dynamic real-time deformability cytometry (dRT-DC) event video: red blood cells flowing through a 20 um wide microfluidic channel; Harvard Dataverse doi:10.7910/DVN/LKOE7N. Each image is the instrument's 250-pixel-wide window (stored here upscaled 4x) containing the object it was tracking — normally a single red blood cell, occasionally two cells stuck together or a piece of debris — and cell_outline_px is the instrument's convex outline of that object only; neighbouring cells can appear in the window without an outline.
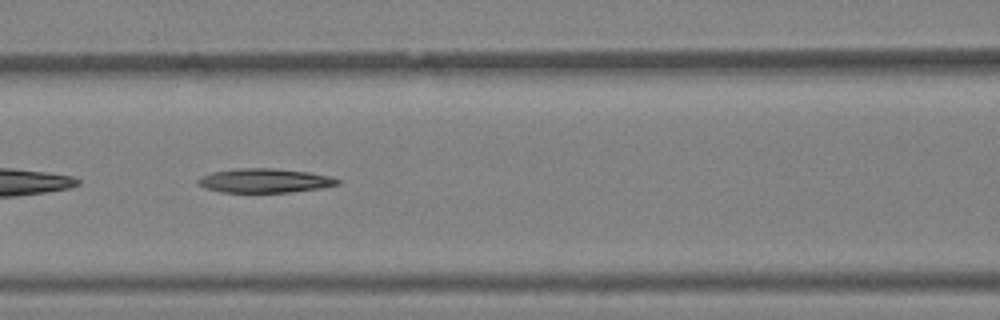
{"species": "Egyptian fruit bat (a non-hibernating species)", "species_latin": "Rousettus aegyptiacus", "temperature_condition": "warm", "stored_images_in_passage": 16, "camera_frame_rate_fps": 3000, "um_per_image_px": 0.085, "animal": {"sex": "female"}, "frame": {"image": 1, "passage_image": 14, "time_ms": 4.333, "image_size_px": [1000, 320], "cell_outline_px": [[340, 184], [320, 188], [292, 192], [220, 192], [204, 188], [196, 184], [196, 180], [200, 176], [212, 172], [236, 168], [272, 168], [308, 172], [332, 176], [340, 180]], "centroid_in_image_um": [22.46, 15.35], "position_along_channel_um": 144.1, "area_um2": 19.83}}